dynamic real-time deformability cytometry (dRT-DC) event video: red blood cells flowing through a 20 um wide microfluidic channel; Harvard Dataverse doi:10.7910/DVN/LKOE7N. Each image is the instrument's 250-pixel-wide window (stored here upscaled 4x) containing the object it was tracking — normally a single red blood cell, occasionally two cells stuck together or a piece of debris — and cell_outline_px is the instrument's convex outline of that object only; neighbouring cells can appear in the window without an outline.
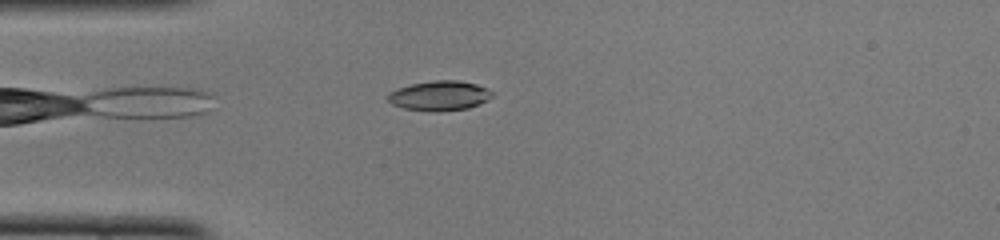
{"species": "common noctule bat (a hibernating species)", "species_latin": "Nyctalus noctula", "temperature_condition": "cold", "stored_images_in_passage": 41, "camera_frame_rate_fps": 3000, "um_per_image_px": 0.085, "animal": {"sex": "female", "body_mass_g": 22.0, "forearm_length_mm": 56.7}, "frame": {"image": 1, "passage_image": 4, "time_ms": 1.0, "image_size_px": [1000, 240], "cell_outline_px": [[492, 96], [488, 100], [468, 108], [404, 108], [392, 104], [388, 100], [388, 96], [392, 92], [400, 88], [412, 84], [432, 80], [460, 80], [476, 84], [492, 92]], "centroid_in_image_um": [37.39, 8.07], "position_along_channel_um": 47.6, "area_um2": 16.88}}
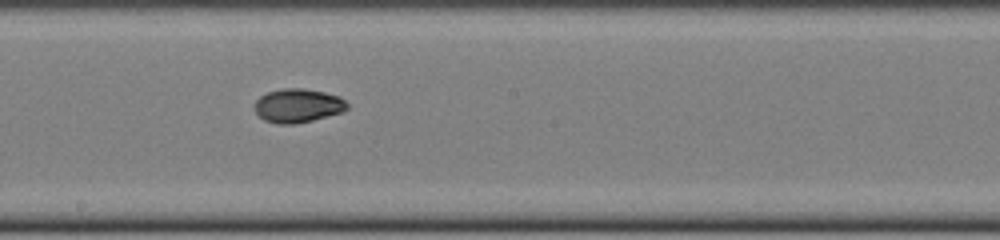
{"frame": {"image": 2, "passage_image": 18, "time_ms": 5.667, "image_size_px": [1000, 240], "cell_outline_px": [[348, 108], [340, 112], [312, 120], [292, 124], [276, 124], [264, 120], [256, 112], [256, 100], [260, 96], [268, 92], [284, 88], [304, 88], [324, 92], [340, 96], [348, 104]], "centroid_in_image_um": [25.32, 8.97], "position_along_channel_um": 222.9, "area_um2": 18.03}}
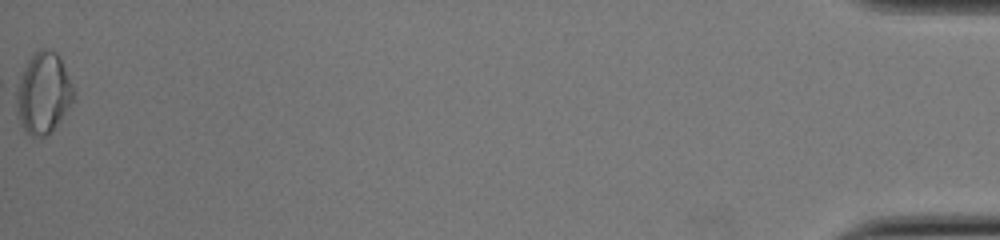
{"frame": {"image": 3, "passage_image": 41, "time_ms": 13.333, "image_size_px": [1000, 240], "cell_outline_px": [[76, 100], [56, 124], [40, 140], [32, 136], [20, 124], [16, 112], [16, 84], [28, 60], [40, 48], [48, 48], [56, 52], [60, 56], [72, 88]], "centroid_in_image_um": [3.66, 7.91], "position_along_channel_um": 431.5, "area_um2": 26.99}, "authors_computed_cell_mechanics": {"area_um2": 18.0336, "velocity_mm_per_s": 4.0077, "shape_relaxation_time_tau1_ms": 7.6219, "shape_relaxation_time_tau2_ms": 2.9515, "deformation_change_tau1": 0.2135, "deformation_change_tau2": 0.0539}}